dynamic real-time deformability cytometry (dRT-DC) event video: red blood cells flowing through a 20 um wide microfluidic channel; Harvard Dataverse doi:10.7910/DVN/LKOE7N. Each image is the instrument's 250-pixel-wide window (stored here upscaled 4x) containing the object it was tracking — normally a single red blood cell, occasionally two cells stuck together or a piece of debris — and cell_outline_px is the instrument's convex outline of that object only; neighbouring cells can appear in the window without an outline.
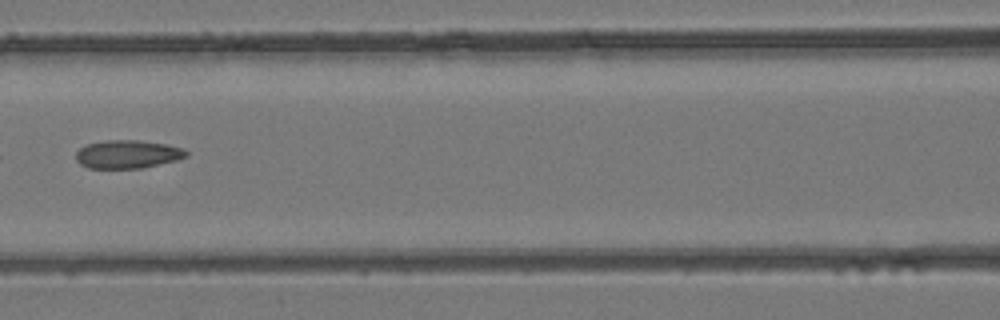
{"species": "common noctule bat (a hibernating species)", "species_latin": "Nyctalus noctula", "temperature_condition": "room temperature", "stored_images_in_passage": 6, "camera_frame_rate_fps": 3000, "um_per_image_px": 0.085, "animal": {"sex": "female", "body_mass_g": 24.6, "forearm_length_mm": 56.2}, "frame": {"image": 1, "passage_image": 6, "time_ms": 1.667, "image_size_px": [1000, 320], "cell_outline_px": [[188, 156], [176, 160], [140, 168], [88, 168], [80, 164], [76, 160], [76, 152], [80, 148], [88, 144], [108, 140], [140, 140], [168, 144], [184, 148], [188, 152]], "centroid_in_image_um": [10.86, 13.1], "position_along_channel_um": 155.7, "area_um2": 18.15}}